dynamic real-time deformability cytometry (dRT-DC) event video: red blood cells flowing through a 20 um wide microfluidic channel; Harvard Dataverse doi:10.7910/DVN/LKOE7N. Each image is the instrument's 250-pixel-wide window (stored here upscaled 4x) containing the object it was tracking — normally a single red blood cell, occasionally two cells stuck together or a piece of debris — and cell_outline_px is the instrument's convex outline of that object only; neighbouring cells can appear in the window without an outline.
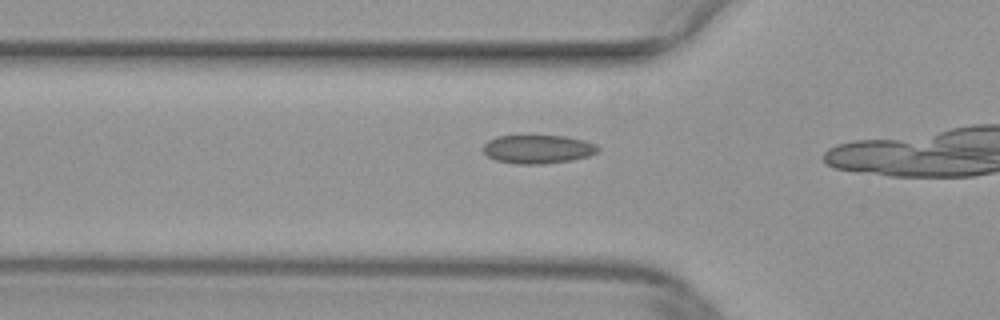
{"species": "common noctule bat (a hibernating species)", "species_latin": "Nyctalus noctula", "temperature_condition": "warm", "stored_images_in_passage": 11, "camera_frame_rate_fps": 3000, "um_per_image_px": 0.085, "animal": {"sex": "female", "body_mass_g": 29.2, "forearm_length_mm": 56.3}, "frame": {"image": 1, "passage_image": 7, "time_ms": 2.0, "image_size_px": [1000, 320], "cell_outline_px": [[600, 148], [596, 152], [588, 156], [572, 160], [544, 164], [516, 164], [496, 160], [488, 156], [484, 152], [484, 144], [488, 140], [496, 136], [564, 136], [584, 140], [596, 144]], "centroid_in_image_um": [45.72, 12.68], "position_along_channel_um": 80.1, "area_um2": 19.07}}
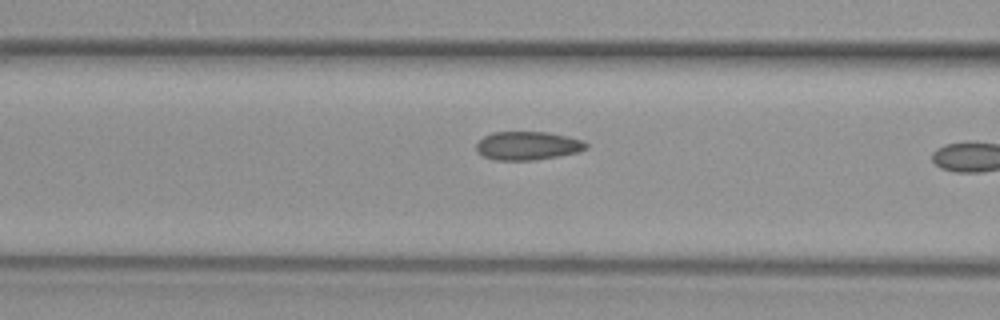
{"frame": {"image": 2, "passage_image": 10, "time_ms": 3.0, "image_size_px": [1000, 320], "cell_outline_px": [[588, 148], [580, 152], [536, 160], [496, 160], [484, 156], [476, 152], [476, 144], [484, 136], [492, 132], [548, 132], [568, 136], [584, 140], [588, 144]], "centroid_in_image_um": [44.89, 12.38], "position_along_channel_um": 121.7, "area_um2": 18.44}}